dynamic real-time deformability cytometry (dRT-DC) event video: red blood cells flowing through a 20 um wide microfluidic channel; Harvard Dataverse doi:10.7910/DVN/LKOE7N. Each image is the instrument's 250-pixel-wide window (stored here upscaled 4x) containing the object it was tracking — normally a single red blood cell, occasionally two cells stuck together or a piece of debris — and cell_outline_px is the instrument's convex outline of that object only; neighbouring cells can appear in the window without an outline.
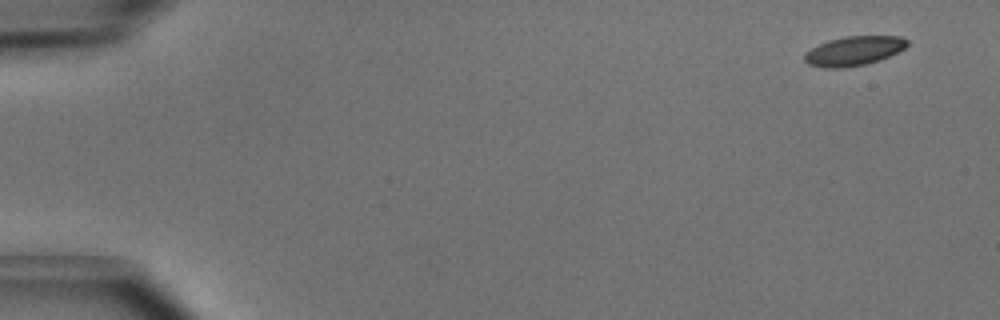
{"species": "common noctule bat (a hibernating species)", "species_latin": "Nyctalus noctula", "temperature_condition": "cold", "stored_images_in_passage": 49, "camera_frame_rate_fps": 3000, "um_per_image_px": 0.085, "animal": {"sex": "male", "body_mass_g": 15.6}, "frame": {"image": 1, "passage_image": 1, "time_ms": 0.0, "image_size_px": [1000, 320], "cell_outline_px": [[908, 44], [904, 48], [880, 60], [864, 64], [844, 68], [824, 68], [808, 64], [804, 60], [804, 52], [828, 40], [844, 36], [900, 36], [908, 40]], "centroid_in_image_um": [72.55, 4.32], "position_along_channel_um": 12.5, "area_um2": 17.51}}
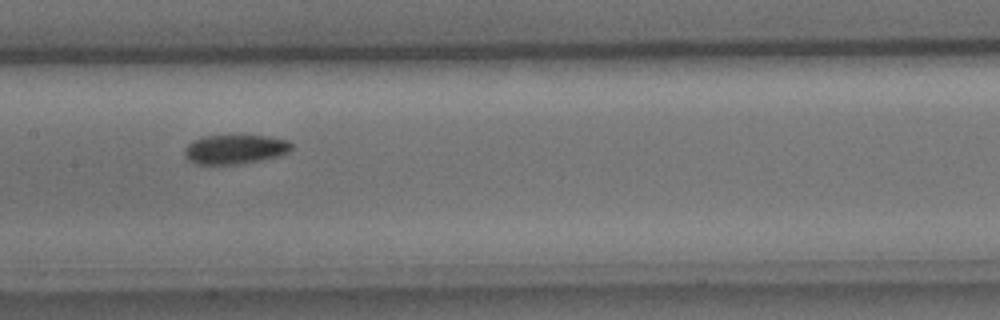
{"frame": {"image": 2, "passage_image": 24, "time_ms": 7.667, "image_size_px": [1000, 320], "cell_outline_px": [[292, 148], [288, 152], [280, 156], [264, 160], [244, 164], [196, 164], [188, 160], [184, 156], [184, 148], [192, 140], [204, 136], [268, 136], [288, 140], [292, 144]], "centroid_in_image_um": [19.98, 12.7], "position_along_channel_um": 187.4, "area_um2": 18.5}}
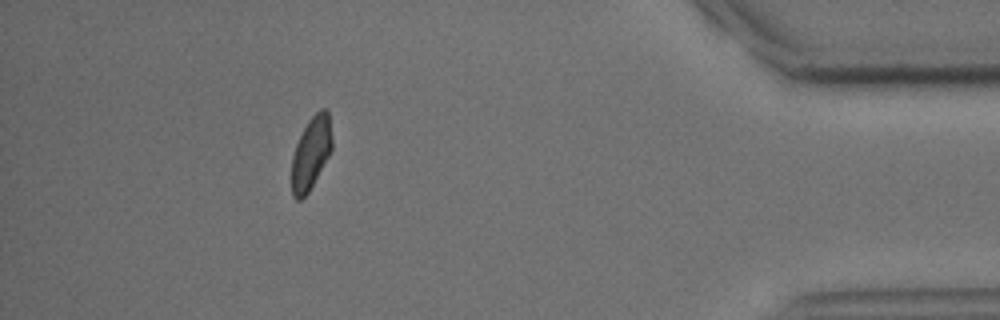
{"frame": {"image": 3, "passage_image": 44, "time_ms": 14.333, "image_size_px": [1000, 320], "cell_outline_px": [[332, 148], [328, 156], [308, 192], [300, 200], [296, 200], [292, 196], [292, 156], [296, 144], [308, 120], [320, 108], [324, 108], [328, 112], [332, 140]], "centroid_in_image_um": [26.42, 13.0], "position_along_channel_um": 408.8, "area_um2": 16.76}, "authors_computed_cell_mechanics": {"area_um2": 18.496, "velocity_mm_per_s": 4.0137, "shape_relaxation_time_tau1_ms": 3.3177, "shape_relaxation_time_tau2_ms": null, "deformation_change_tau1": 0.0872, "deformation_change_tau2": null}}